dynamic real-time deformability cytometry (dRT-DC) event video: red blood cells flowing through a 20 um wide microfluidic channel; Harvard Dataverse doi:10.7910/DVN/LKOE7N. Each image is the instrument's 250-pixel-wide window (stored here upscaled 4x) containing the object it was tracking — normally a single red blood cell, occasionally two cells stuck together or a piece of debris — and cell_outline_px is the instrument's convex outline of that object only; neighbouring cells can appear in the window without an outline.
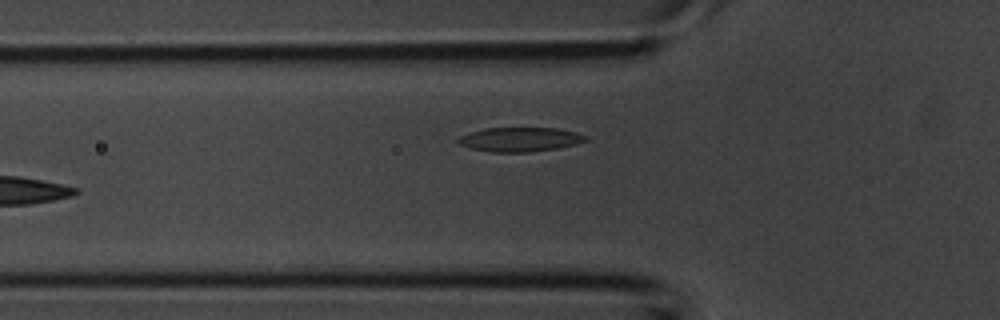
{"species": "common noctule bat (a hibernating species)", "species_latin": "Nyctalus noctula", "temperature_condition": "room temperature", "stored_images_in_passage": 4, "camera_frame_rate_fps": 3000, "um_per_image_px": 0.085, "animal": {"sex": "male", "body_mass_g": 20.1, "forearm_length_mm": 53.5}, "frame": {"image": 1, "passage_image": 4, "time_ms": 1.0, "image_size_px": [1000, 320], "cell_outline_px": [[588, 140], [576, 144], [556, 148], [528, 152], [492, 152], [472, 148], [460, 144], [456, 140], [460, 136], [468, 132], [488, 128], [556, 128], [576, 132], [584, 136]], "centroid_in_image_um": [44.17, 11.85], "position_along_channel_um": 81.6, "area_um2": 17.8}}